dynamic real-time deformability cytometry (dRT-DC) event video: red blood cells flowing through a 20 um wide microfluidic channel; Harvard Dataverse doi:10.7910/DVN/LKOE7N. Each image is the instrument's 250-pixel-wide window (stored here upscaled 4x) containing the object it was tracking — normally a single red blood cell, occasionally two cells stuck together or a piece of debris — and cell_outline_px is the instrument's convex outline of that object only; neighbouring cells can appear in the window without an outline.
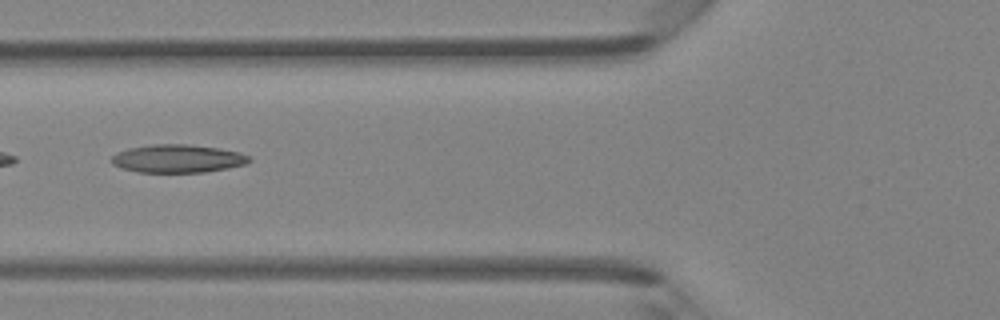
{"species": "Egyptian fruit bat (a non-hibernating species)", "species_latin": "Rousettus aegyptiacus", "temperature_condition": "room temperature", "stored_images_in_passage": 21, "camera_frame_rate_fps": 3000, "um_per_image_px": 0.085, "animal": {"sex": "female"}, "frame": {"image": 1, "passage_image": 18, "time_ms": 5.667, "image_size_px": [1000, 320], "cell_outline_px": [[252, 160], [244, 164], [228, 168], [204, 172], [136, 172], [112, 164], [112, 156], [128, 148], [152, 144], [188, 144], [220, 148], [240, 152], [252, 156]], "centroid_in_image_um": [15.16, 13.47], "position_along_channel_um": 110.6, "area_um2": 22.54}}